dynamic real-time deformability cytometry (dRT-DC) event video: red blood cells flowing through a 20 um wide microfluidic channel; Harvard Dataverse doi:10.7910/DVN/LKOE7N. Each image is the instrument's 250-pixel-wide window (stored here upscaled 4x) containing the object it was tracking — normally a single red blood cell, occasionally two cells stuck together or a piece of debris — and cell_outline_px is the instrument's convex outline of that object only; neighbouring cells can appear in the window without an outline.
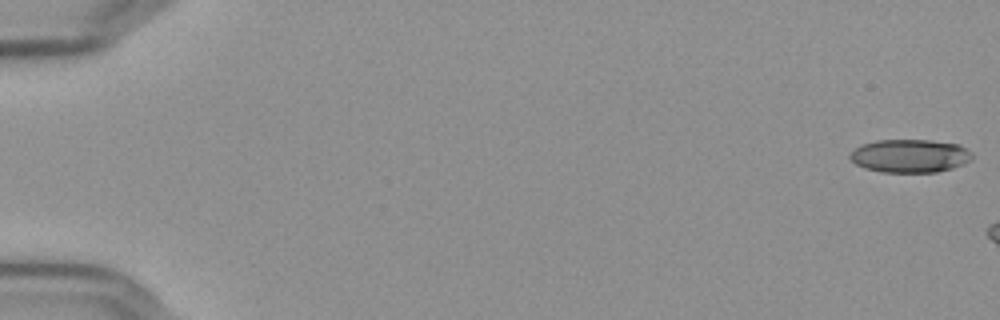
{"species": "Egyptian fruit bat (a non-hibernating species)", "species_latin": "Rousettus aegyptiacus", "temperature_condition": "cold", "stored_images_in_passage": 18, "camera_frame_rate_fps": 3000, "um_per_image_px": 0.085, "frame": {"image": 1, "passage_image": 1, "time_ms": 0.0, "image_size_px": [1000, 320], "cell_outline_px": [[972, 160], [964, 164], [952, 168], [936, 172], [880, 172], [864, 168], [856, 164], [848, 156], [860, 144], [876, 140], [928, 140], [960, 144], [972, 152]], "centroid_in_image_um": [77.36, 13.25], "position_along_channel_um": 7.6, "area_um2": 23.81}}
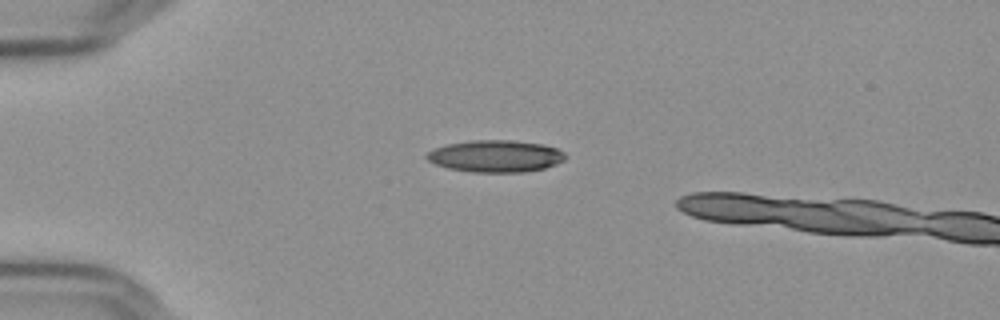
{"frame": {"image": 2, "passage_image": 15, "time_ms": 4.667, "image_size_px": [1000, 320], "cell_outline_px": [[568, 156], [564, 160], [556, 164], [544, 168], [524, 172], [472, 172], [448, 168], [436, 164], [428, 160], [424, 156], [428, 152], [436, 148], [448, 144], [472, 140], [512, 140], [544, 144], [556, 148], [564, 152]], "centroid_in_image_um": [42.16, 13.27], "position_along_channel_um": 42.8, "area_um2": 25.84}}